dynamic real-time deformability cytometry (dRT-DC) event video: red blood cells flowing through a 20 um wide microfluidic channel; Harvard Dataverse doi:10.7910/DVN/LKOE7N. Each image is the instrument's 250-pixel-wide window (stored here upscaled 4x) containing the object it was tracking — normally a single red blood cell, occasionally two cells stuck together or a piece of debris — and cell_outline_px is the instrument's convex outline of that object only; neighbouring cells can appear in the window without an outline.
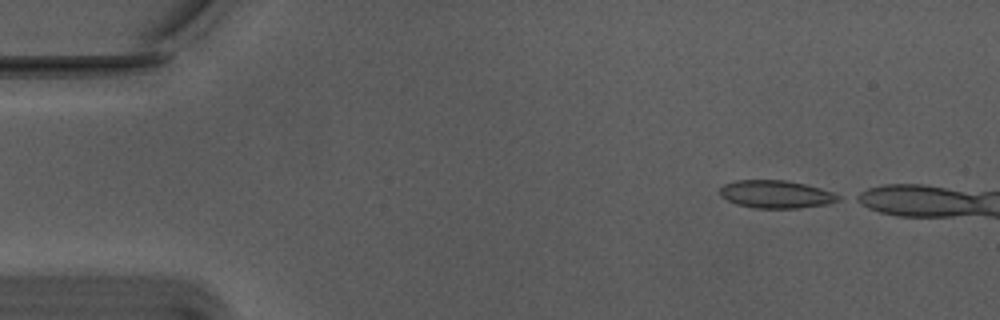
{"species": "Egyptian fruit bat (a non-hibernating species)", "species_latin": "Rousettus aegyptiacus", "temperature_condition": "warm", "stored_images_in_passage": 11, "camera_frame_rate_fps": 3000, "um_per_image_px": 0.085, "animal": {"sex": "male"}, "frame": {"image": 1, "passage_image": 1, "time_ms": 0.0, "image_size_px": [1000, 320], "cell_outline_px": [[840, 200], [828, 204], [796, 208], [756, 208], [736, 204], [720, 196], [720, 188], [724, 184], [736, 180], [788, 180], [820, 188], [832, 192], [840, 196]], "centroid_in_image_um": [65.95, 16.51], "position_along_channel_um": 19.1, "area_um2": 19.13}}